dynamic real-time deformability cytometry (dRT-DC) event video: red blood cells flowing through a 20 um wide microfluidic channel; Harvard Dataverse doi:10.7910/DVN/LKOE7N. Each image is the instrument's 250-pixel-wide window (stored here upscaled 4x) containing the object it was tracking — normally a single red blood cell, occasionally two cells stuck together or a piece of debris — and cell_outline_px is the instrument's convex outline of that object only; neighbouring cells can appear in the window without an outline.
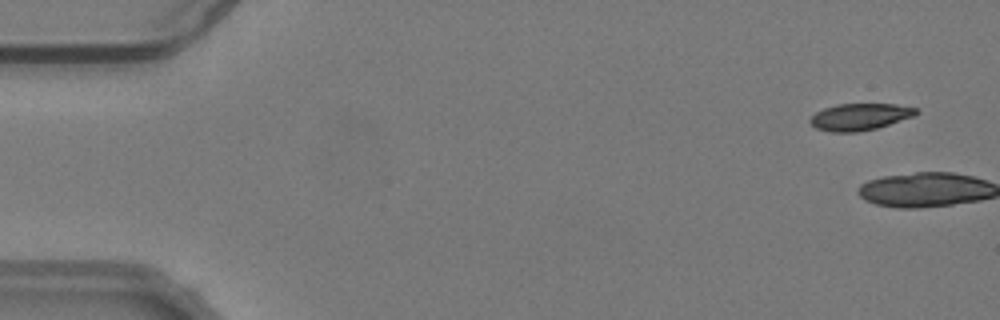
{"species": "common noctule bat (a hibernating species)", "species_latin": "Nyctalus noctula", "temperature_condition": "warm", "stored_images_in_passage": 5, "camera_frame_rate_fps": 3000, "um_per_image_px": 0.085, "animal": {"sex": "male", "body_mass_g": 19.2, "forearm_length_mm": 51.8}, "frame": {"image": 1, "passage_image": 4, "time_ms": 1.0, "image_size_px": [1000, 320], "cell_outline_px": [[920, 112], [912, 116], [876, 128], [856, 132], [832, 132], [816, 128], [808, 120], [816, 112], [824, 108], [836, 104], [896, 104], [916, 108]], "centroid_in_image_um": [73.06, 9.92], "position_along_channel_um": 11.9, "area_um2": 16.36}}